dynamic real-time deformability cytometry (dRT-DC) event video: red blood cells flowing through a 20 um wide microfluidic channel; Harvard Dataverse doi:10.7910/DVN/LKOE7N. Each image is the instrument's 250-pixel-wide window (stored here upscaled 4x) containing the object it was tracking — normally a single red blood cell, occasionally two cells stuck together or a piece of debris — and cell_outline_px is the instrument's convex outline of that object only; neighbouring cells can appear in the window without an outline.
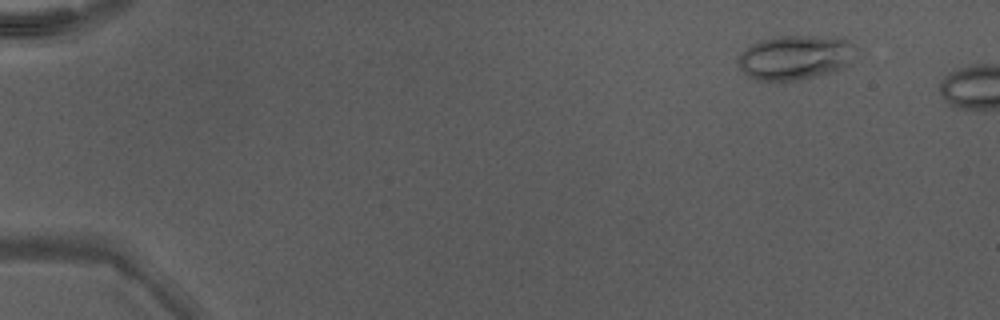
{"species": "Egyptian fruit bat (a non-hibernating species)", "species_latin": "Rousettus aegyptiacus", "temperature_condition": "warm", "stored_images_in_passage": 5, "camera_frame_rate_fps": 3000, "um_per_image_px": 0.085, "animal": {"sex": "male"}, "frame": {"image": 1, "passage_image": 2, "time_ms": 0.333, "image_size_px": [1000, 320], "cell_outline_px": [[852, 44], [848, 64], [844, 68], [832, 72], [796, 80], [764, 84], [748, 76], [740, 68], [740, 52], [752, 44], [760, 40], [772, 36], [844, 36]], "centroid_in_image_um": [67.53, 4.89], "position_along_channel_um": 17.5, "area_um2": 30.75}}